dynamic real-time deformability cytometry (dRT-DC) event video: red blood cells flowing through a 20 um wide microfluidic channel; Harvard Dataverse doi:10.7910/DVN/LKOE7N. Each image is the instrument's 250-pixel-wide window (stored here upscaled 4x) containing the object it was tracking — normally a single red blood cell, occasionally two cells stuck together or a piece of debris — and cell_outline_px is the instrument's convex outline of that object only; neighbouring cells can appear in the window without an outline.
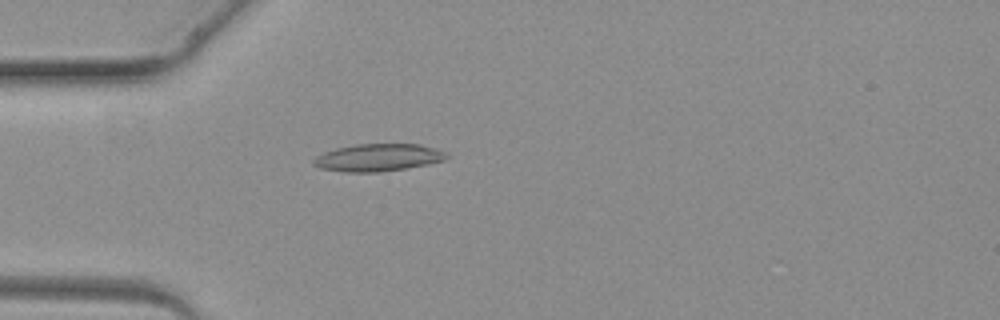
{"species": "common noctule bat (a hibernating species)", "species_latin": "Nyctalus noctula", "temperature_condition": "warm", "stored_images_in_passage": 3, "camera_frame_rate_fps": 3000, "um_per_image_px": 0.085, "animal": {"sex": "female", "body_mass_g": 19.3, "forearm_length_mm": 54.1}, "frame": {"image": 1, "passage_image": 3, "time_ms": 2.667, "image_size_px": [1000, 320], "cell_outline_px": [[448, 156], [444, 160], [428, 164], [380, 172], [344, 172], [320, 168], [312, 164], [312, 160], [316, 156], [324, 152], [336, 148], [356, 144], [420, 144], [436, 148], [448, 152]], "centroid_in_image_um": [32.13, 13.39], "position_along_channel_um": 52.9, "area_um2": 21.33}}